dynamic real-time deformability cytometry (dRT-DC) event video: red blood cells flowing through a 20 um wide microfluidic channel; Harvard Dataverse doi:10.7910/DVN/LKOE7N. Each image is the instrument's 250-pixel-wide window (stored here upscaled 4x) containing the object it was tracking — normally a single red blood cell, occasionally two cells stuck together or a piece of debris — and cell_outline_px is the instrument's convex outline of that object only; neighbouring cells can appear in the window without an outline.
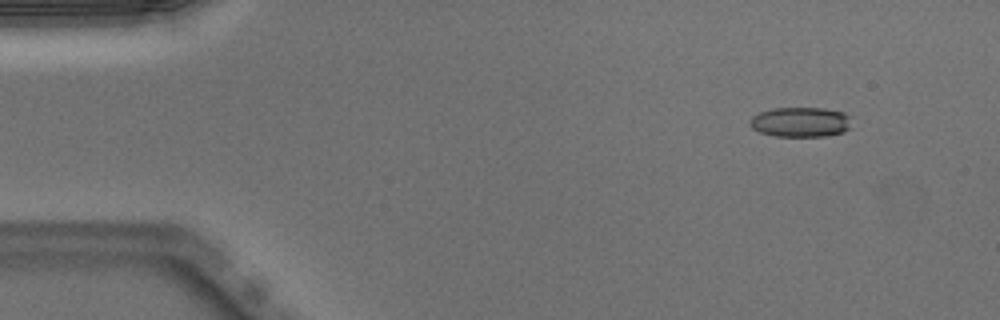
{"species": "Egyptian fruit bat (a non-hibernating species)", "species_latin": "Rousettus aegyptiacus", "temperature_condition": "warm", "stored_images_in_passage": 50, "camera_frame_rate_fps": 3000, "um_per_image_px": 0.085, "animal": {"sex": "male"}, "frame": {"image": 1, "passage_image": 5, "time_ms": 1.333, "image_size_px": [1000, 320], "cell_outline_px": [[848, 128], [844, 132], [824, 136], [772, 136], [760, 132], [752, 128], [748, 124], [748, 120], [752, 116], [760, 112], [772, 108], [824, 108], [844, 112], [848, 116]], "centroid_in_image_um": [67.97, 10.37], "position_along_channel_um": 17.0, "area_um2": 17.69}}
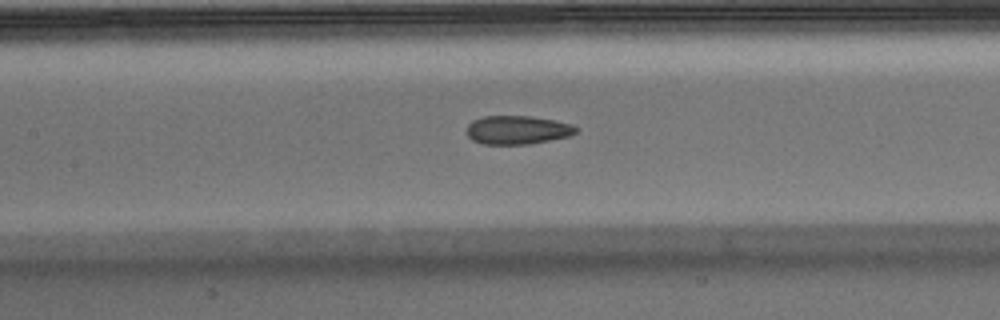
{"frame": {"image": 2, "passage_image": 23, "time_ms": 7.333, "image_size_px": [1000, 320], "cell_outline_px": [[580, 128], [576, 132], [568, 136], [528, 144], [484, 144], [472, 140], [464, 132], [468, 124], [472, 120], [484, 116], [528, 116], [552, 120], [572, 124]], "centroid_in_image_um": [43.93, 11.04], "position_along_channel_um": 163.5, "area_um2": 18.21}}
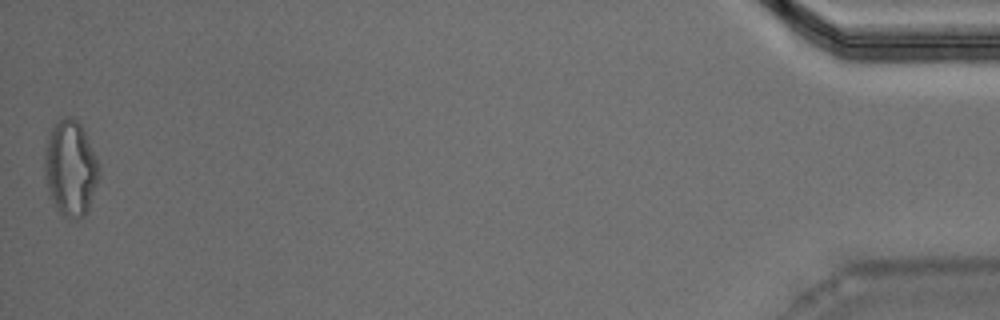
{"frame": {"image": 3, "passage_image": 50, "time_ms": 16.333, "image_size_px": [1000, 320], "cell_outline_px": [[100, 176], [88, 212], [84, 216], [64, 216], [56, 208], [52, 200], [44, 176], [44, 148], [48, 136], [52, 128], [60, 116], [72, 116], [80, 124], [100, 164]], "centroid_in_image_um": [6.0, 14.26], "position_along_channel_um": 429.2, "area_um2": 30.46}, "authors_computed_cell_mechanics": {"area_um2": 18.6405, "velocity_mm_per_s": 4.0119, "shape_relaxation_time_tau1_ms": null, "shape_relaxation_time_tau2_ms": 1.9165, "deformation_change_tau1": null, "deformation_change_tau2": 0.089}}